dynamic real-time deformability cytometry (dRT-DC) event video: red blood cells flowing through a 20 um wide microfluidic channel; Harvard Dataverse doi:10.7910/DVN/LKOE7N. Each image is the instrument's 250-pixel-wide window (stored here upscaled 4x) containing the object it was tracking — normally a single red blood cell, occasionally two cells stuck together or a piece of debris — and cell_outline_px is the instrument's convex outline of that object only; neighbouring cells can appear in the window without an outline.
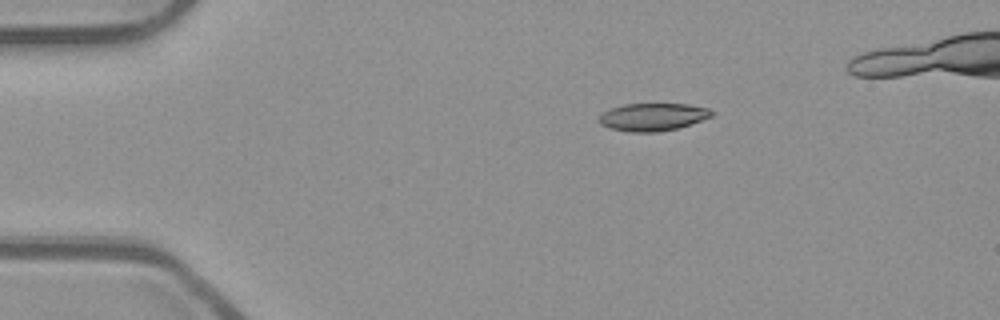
{"species": "common noctule bat (a hibernating species)", "species_latin": "Nyctalus noctula", "temperature_condition": "room temperature", "stored_images_in_passage": 40, "camera_frame_rate_fps": 3000, "um_per_image_px": 0.085, "animal": {"sex": "male", "body_mass_g": 23.1, "forearm_length_mm": 52.7}, "frame": {"image": 1, "passage_image": 1, "time_ms": 0.0, "image_size_px": [1000, 320], "cell_outline_px": [[712, 116], [676, 128], [656, 132], [628, 132], [612, 128], [600, 124], [600, 116], [604, 112], [612, 108], [624, 104], [688, 104], [708, 108], [712, 112]], "centroid_in_image_um": [55.47, 9.93], "position_along_channel_um": 29.5, "area_um2": 17.74}}
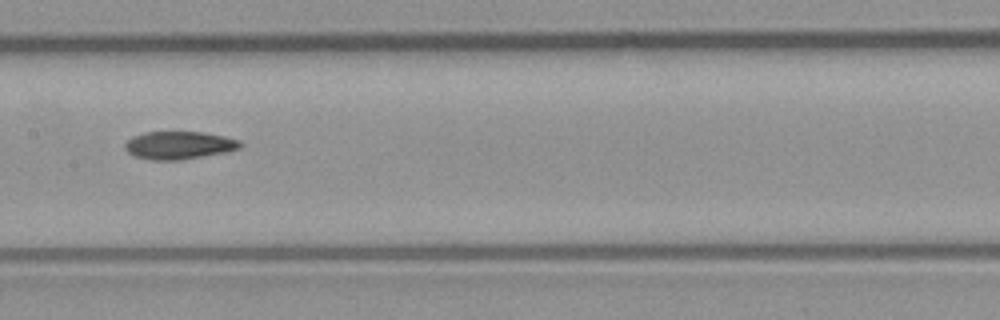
{"frame": {"image": 2, "passage_image": 18, "time_ms": 5.667, "image_size_px": [1000, 320], "cell_outline_px": [[244, 144], [240, 148], [228, 152], [176, 160], [152, 160], [132, 156], [124, 148], [124, 144], [132, 136], [144, 132], [204, 132], [224, 136], [240, 140]], "centroid_in_image_um": [15.22, 12.34], "position_along_channel_um": 192.2, "area_um2": 18.84}}
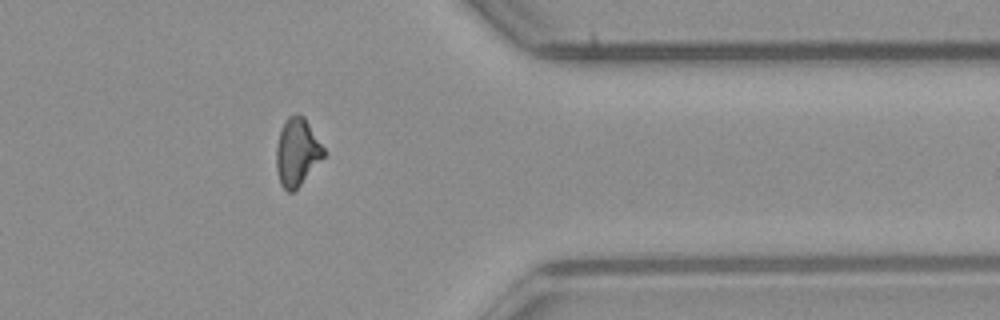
{"frame": {"image": 3, "passage_image": 34, "time_ms": 11.0, "image_size_px": [1000, 320], "cell_outline_px": [[324, 156], [300, 184], [292, 192], [288, 192], [280, 184], [276, 168], [276, 144], [280, 128], [288, 116], [304, 116], [324, 148]], "centroid_in_image_um": [25.21, 12.92], "position_along_channel_um": 386.2, "area_um2": 18.38}}